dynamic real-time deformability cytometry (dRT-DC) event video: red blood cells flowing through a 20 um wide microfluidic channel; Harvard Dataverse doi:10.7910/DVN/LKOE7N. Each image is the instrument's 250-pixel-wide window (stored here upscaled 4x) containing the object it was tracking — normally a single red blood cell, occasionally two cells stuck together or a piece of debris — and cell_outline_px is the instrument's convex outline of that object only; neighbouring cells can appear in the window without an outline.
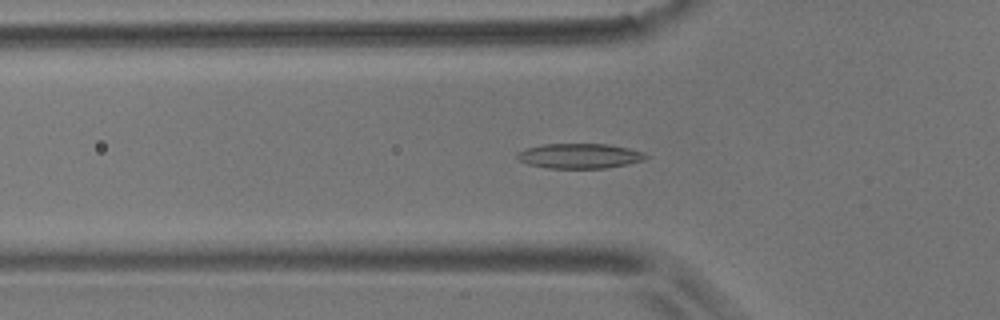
{"species": "common noctule bat (a hibernating species)", "species_latin": "Nyctalus noctula", "temperature_condition": "room temperature", "stored_images_in_passage": 55, "segment_of_instrument_passage": [1, 2], "camera_frame_rate_fps": 3000, "um_per_image_px": 0.085, "animal": {"sex": "male", "body_mass_g": 17.9}, "frame": {"image": 1, "passage_image": 16, "time_ms": 5.0, "image_size_px": [1000, 320], "cell_outline_px": [[652, 156], [644, 160], [628, 164], [604, 168], [548, 168], [528, 164], [520, 160], [516, 156], [516, 152], [524, 148], [544, 144], [608, 144], [628, 148], [644, 152]], "centroid_in_image_um": [49.28, 13.25], "position_along_channel_um": 76.5, "area_um2": 18.84}}
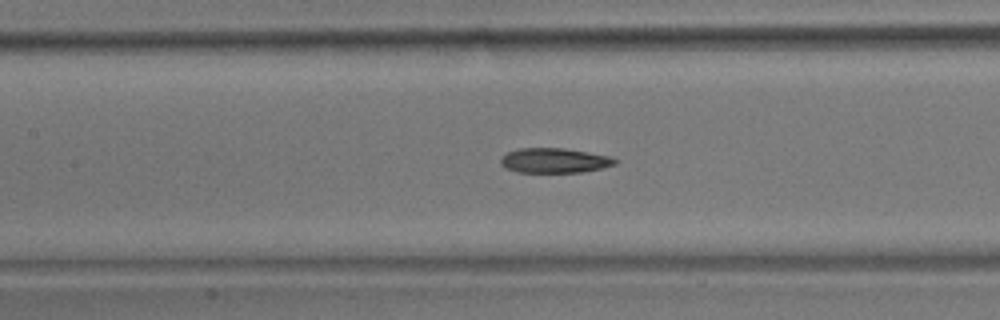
{"frame": {"image": 2, "passage_image": 23, "time_ms": 7.333, "image_size_px": [1000, 320], "cell_outline_px": [[616, 164], [604, 168], [584, 172], [516, 172], [504, 168], [500, 164], [500, 156], [516, 148], [564, 148], [588, 152], [608, 156], [616, 160]], "centroid_in_image_um": [47.07, 13.64], "position_along_channel_um": 160.3, "area_um2": 16.7}}
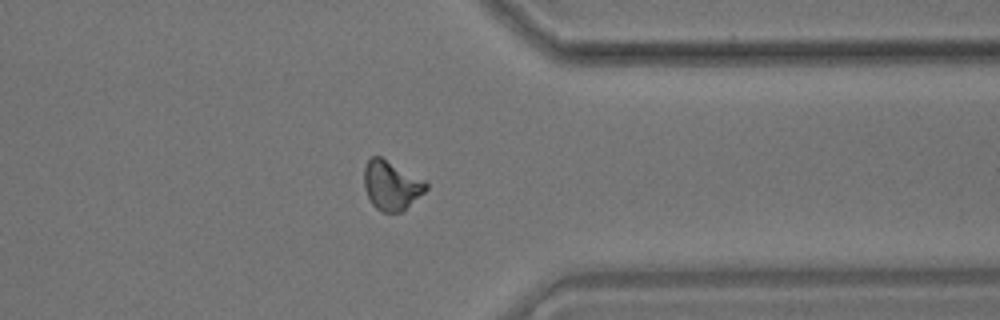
{"frame": {"image": 3, "passage_image": 42, "time_ms": 13.667, "image_size_px": [1000, 320], "cell_outline_px": [[428, 188], [424, 192], [400, 212], [384, 212], [376, 208], [372, 204], [364, 188], [364, 168], [368, 160], [372, 156], [380, 156], [424, 180], [428, 184]], "centroid_in_image_um": [33.24, 15.74], "position_along_channel_um": 378.2, "area_um2": 17.46}}